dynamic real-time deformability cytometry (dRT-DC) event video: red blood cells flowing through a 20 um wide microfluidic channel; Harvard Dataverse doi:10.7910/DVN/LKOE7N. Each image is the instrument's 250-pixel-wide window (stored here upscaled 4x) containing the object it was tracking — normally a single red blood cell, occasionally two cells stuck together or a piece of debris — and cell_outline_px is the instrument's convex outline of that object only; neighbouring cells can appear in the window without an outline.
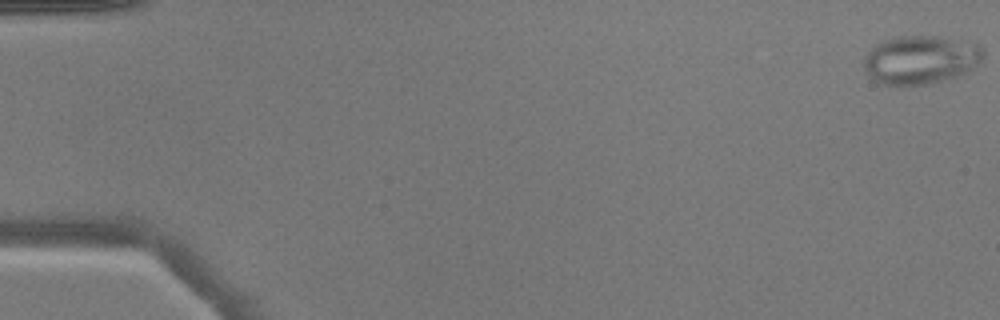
{"species": "common noctule bat (a hibernating species)", "species_latin": "Nyctalus noctula", "temperature_condition": "warm", "stored_images_in_passage": 51, "camera_frame_rate_fps": 3000, "um_per_image_px": 0.085, "animal": {"sex": "male", "body_mass_g": 17.9}, "frame": {"image": 1, "passage_image": 1, "time_ms": 0.0, "image_size_px": [1000, 320], "cell_outline_px": [[984, 56], [972, 68], [956, 76], [924, 84], [900, 88], [884, 84], [868, 76], [864, 68], [864, 56], [880, 40], [896, 36], [940, 36], [980, 44], [984, 52]], "centroid_in_image_um": [78.2, 5.07], "position_along_channel_um": 6.8, "area_um2": 34.04}}
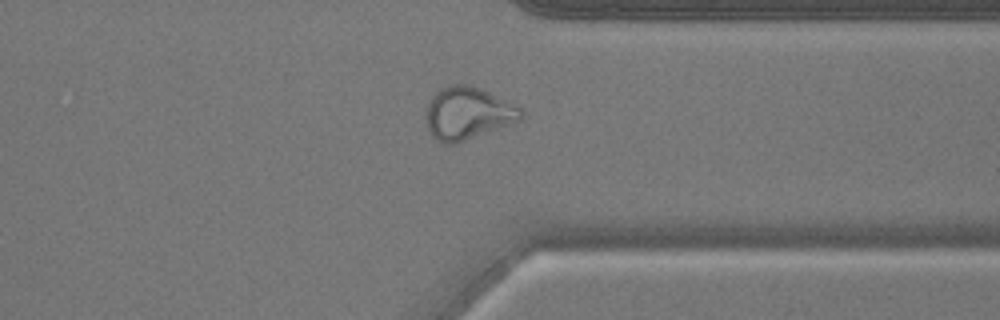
{"frame": {"image": 2, "passage_image": 40, "time_ms": 13.0, "image_size_px": [1000, 320], "cell_outline_px": [[524, 116], [520, 120], [456, 144], [444, 144], [432, 136], [428, 128], [428, 104], [432, 96], [440, 88], [448, 84], [468, 84], [480, 88], [508, 100], [516, 104], [520, 108]], "centroid_in_image_um": [39.78, 9.61], "position_along_channel_um": 371.6, "area_um2": 28.9}}
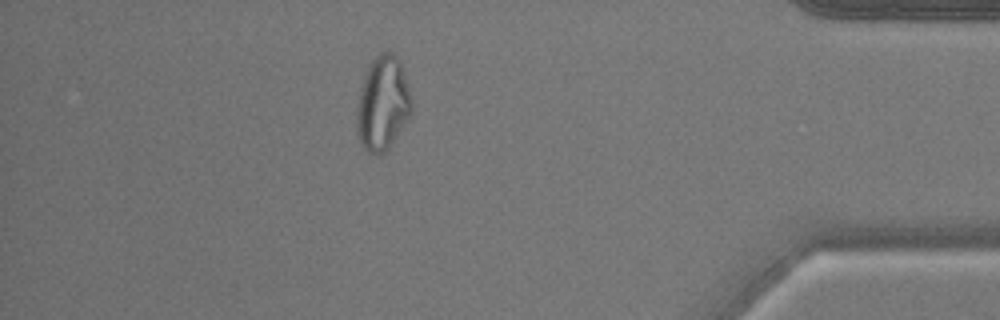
{"frame": {"image": 3, "passage_image": 45, "time_ms": 14.667, "image_size_px": [1000, 320], "cell_outline_px": [[412, 112], [388, 148], [380, 156], [376, 156], [368, 152], [364, 148], [356, 132], [356, 112], [360, 88], [368, 64], [380, 52], [392, 52], [400, 60], [404, 68], [412, 96]], "centroid_in_image_um": [32.53, 8.77], "position_along_channel_um": 402.7, "area_um2": 30.52}}